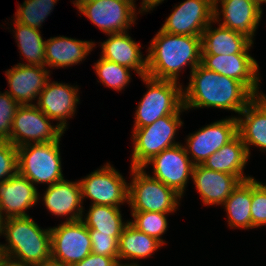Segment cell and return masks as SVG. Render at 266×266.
Returning a JSON list of instances; mask_svg holds the SVG:
<instances>
[{
	"mask_svg": "<svg viewBox=\"0 0 266 266\" xmlns=\"http://www.w3.org/2000/svg\"><path fill=\"white\" fill-rule=\"evenodd\" d=\"M189 84L183 90V106L212 107L240 112L256 97L242 82L198 65L190 72Z\"/></svg>",
	"mask_w": 266,
	"mask_h": 266,
	"instance_id": "obj_1",
	"label": "cell"
},
{
	"mask_svg": "<svg viewBox=\"0 0 266 266\" xmlns=\"http://www.w3.org/2000/svg\"><path fill=\"white\" fill-rule=\"evenodd\" d=\"M147 76L178 82L179 72L190 65L192 72L201 64V37L157 32L148 47Z\"/></svg>",
	"mask_w": 266,
	"mask_h": 266,
	"instance_id": "obj_2",
	"label": "cell"
},
{
	"mask_svg": "<svg viewBox=\"0 0 266 266\" xmlns=\"http://www.w3.org/2000/svg\"><path fill=\"white\" fill-rule=\"evenodd\" d=\"M2 235L7 244H0L3 255L32 266L51 258L50 228L41 229L32 217L3 219Z\"/></svg>",
	"mask_w": 266,
	"mask_h": 266,
	"instance_id": "obj_3",
	"label": "cell"
},
{
	"mask_svg": "<svg viewBox=\"0 0 266 266\" xmlns=\"http://www.w3.org/2000/svg\"><path fill=\"white\" fill-rule=\"evenodd\" d=\"M148 90L135 111L134 128L153 124L161 117L178 113L183 106V86L179 82L142 76ZM178 84V85H177Z\"/></svg>",
	"mask_w": 266,
	"mask_h": 266,
	"instance_id": "obj_4",
	"label": "cell"
},
{
	"mask_svg": "<svg viewBox=\"0 0 266 266\" xmlns=\"http://www.w3.org/2000/svg\"><path fill=\"white\" fill-rule=\"evenodd\" d=\"M128 204L131 212H159L170 214L178 209L182 198L172 188L147 174L143 168H130Z\"/></svg>",
	"mask_w": 266,
	"mask_h": 266,
	"instance_id": "obj_5",
	"label": "cell"
},
{
	"mask_svg": "<svg viewBox=\"0 0 266 266\" xmlns=\"http://www.w3.org/2000/svg\"><path fill=\"white\" fill-rule=\"evenodd\" d=\"M185 111L183 107L178 113L159 118L153 124L141 128H134L133 153L130 168H143L148 161L165 149L174 147L177 129L183 126L180 113Z\"/></svg>",
	"mask_w": 266,
	"mask_h": 266,
	"instance_id": "obj_6",
	"label": "cell"
},
{
	"mask_svg": "<svg viewBox=\"0 0 266 266\" xmlns=\"http://www.w3.org/2000/svg\"><path fill=\"white\" fill-rule=\"evenodd\" d=\"M60 141L27 144L17 147L18 173L31 183L51 186L64 179Z\"/></svg>",
	"mask_w": 266,
	"mask_h": 266,
	"instance_id": "obj_7",
	"label": "cell"
},
{
	"mask_svg": "<svg viewBox=\"0 0 266 266\" xmlns=\"http://www.w3.org/2000/svg\"><path fill=\"white\" fill-rule=\"evenodd\" d=\"M50 118L36 105H19L13 119L10 141L14 146L60 141L64 130L53 126Z\"/></svg>",
	"mask_w": 266,
	"mask_h": 266,
	"instance_id": "obj_8",
	"label": "cell"
},
{
	"mask_svg": "<svg viewBox=\"0 0 266 266\" xmlns=\"http://www.w3.org/2000/svg\"><path fill=\"white\" fill-rule=\"evenodd\" d=\"M95 26L107 34L128 31L136 21L135 0H97L73 3Z\"/></svg>",
	"mask_w": 266,
	"mask_h": 266,
	"instance_id": "obj_9",
	"label": "cell"
},
{
	"mask_svg": "<svg viewBox=\"0 0 266 266\" xmlns=\"http://www.w3.org/2000/svg\"><path fill=\"white\" fill-rule=\"evenodd\" d=\"M82 200L90 198L93 205L119 207L128 203V183L110 163L79 180Z\"/></svg>",
	"mask_w": 266,
	"mask_h": 266,
	"instance_id": "obj_10",
	"label": "cell"
},
{
	"mask_svg": "<svg viewBox=\"0 0 266 266\" xmlns=\"http://www.w3.org/2000/svg\"><path fill=\"white\" fill-rule=\"evenodd\" d=\"M51 258L64 265L73 266L92 253L88 228L83 221H64L50 228Z\"/></svg>",
	"mask_w": 266,
	"mask_h": 266,
	"instance_id": "obj_11",
	"label": "cell"
},
{
	"mask_svg": "<svg viewBox=\"0 0 266 266\" xmlns=\"http://www.w3.org/2000/svg\"><path fill=\"white\" fill-rule=\"evenodd\" d=\"M238 135L237 117L213 122L195 133L189 134L184 145L187 155L194 165L202 164L210 155Z\"/></svg>",
	"mask_w": 266,
	"mask_h": 266,
	"instance_id": "obj_12",
	"label": "cell"
},
{
	"mask_svg": "<svg viewBox=\"0 0 266 266\" xmlns=\"http://www.w3.org/2000/svg\"><path fill=\"white\" fill-rule=\"evenodd\" d=\"M174 8L160 28L166 33L201 37L214 23V0H186Z\"/></svg>",
	"mask_w": 266,
	"mask_h": 266,
	"instance_id": "obj_13",
	"label": "cell"
},
{
	"mask_svg": "<svg viewBox=\"0 0 266 266\" xmlns=\"http://www.w3.org/2000/svg\"><path fill=\"white\" fill-rule=\"evenodd\" d=\"M153 165V177L172 188L181 197L190 177L194 164L182 144L163 150L146 163L143 169Z\"/></svg>",
	"mask_w": 266,
	"mask_h": 266,
	"instance_id": "obj_14",
	"label": "cell"
},
{
	"mask_svg": "<svg viewBox=\"0 0 266 266\" xmlns=\"http://www.w3.org/2000/svg\"><path fill=\"white\" fill-rule=\"evenodd\" d=\"M253 44L240 54L202 55L201 64L209 70L242 82L255 96L263 95L258 87L259 65L248 53Z\"/></svg>",
	"mask_w": 266,
	"mask_h": 266,
	"instance_id": "obj_15",
	"label": "cell"
},
{
	"mask_svg": "<svg viewBox=\"0 0 266 266\" xmlns=\"http://www.w3.org/2000/svg\"><path fill=\"white\" fill-rule=\"evenodd\" d=\"M78 91L77 86L48 80L35 105L51 120L59 121L57 125L66 131V119L73 118L80 100Z\"/></svg>",
	"mask_w": 266,
	"mask_h": 266,
	"instance_id": "obj_16",
	"label": "cell"
},
{
	"mask_svg": "<svg viewBox=\"0 0 266 266\" xmlns=\"http://www.w3.org/2000/svg\"><path fill=\"white\" fill-rule=\"evenodd\" d=\"M218 3L222 7L220 12ZM261 8L254 0H214V22H220L221 14V26L242 33L254 41L255 31L263 14Z\"/></svg>",
	"mask_w": 266,
	"mask_h": 266,
	"instance_id": "obj_17",
	"label": "cell"
},
{
	"mask_svg": "<svg viewBox=\"0 0 266 266\" xmlns=\"http://www.w3.org/2000/svg\"><path fill=\"white\" fill-rule=\"evenodd\" d=\"M5 72L10 87L5 92L19 105L33 104L50 80V70L42 66L18 63Z\"/></svg>",
	"mask_w": 266,
	"mask_h": 266,
	"instance_id": "obj_18",
	"label": "cell"
},
{
	"mask_svg": "<svg viewBox=\"0 0 266 266\" xmlns=\"http://www.w3.org/2000/svg\"><path fill=\"white\" fill-rule=\"evenodd\" d=\"M39 197L37 187L17 173L0 182V215L3 219L27 217L29 215L25 210L36 205Z\"/></svg>",
	"mask_w": 266,
	"mask_h": 266,
	"instance_id": "obj_19",
	"label": "cell"
},
{
	"mask_svg": "<svg viewBox=\"0 0 266 266\" xmlns=\"http://www.w3.org/2000/svg\"><path fill=\"white\" fill-rule=\"evenodd\" d=\"M42 199L52 215L67 216L66 221L80 220L84 216L79 181L72 182L65 179L58 181L46 188Z\"/></svg>",
	"mask_w": 266,
	"mask_h": 266,
	"instance_id": "obj_20",
	"label": "cell"
},
{
	"mask_svg": "<svg viewBox=\"0 0 266 266\" xmlns=\"http://www.w3.org/2000/svg\"><path fill=\"white\" fill-rule=\"evenodd\" d=\"M191 178L206 206H221L241 182L233 174L210 170L201 164L194 165Z\"/></svg>",
	"mask_w": 266,
	"mask_h": 266,
	"instance_id": "obj_21",
	"label": "cell"
},
{
	"mask_svg": "<svg viewBox=\"0 0 266 266\" xmlns=\"http://www.w3.org/2000/svg\"><path fill=\"white\" fill-rule=\"evenodd\" d=\"M109 38L101 44V58L128 67L140 76L147 75V57L142 58L141 45L129 33L107 34Z\"/></svg>",
	"mask_w": 266,
	"mask_h": 266,
	"instance_id": "obj_22",
	"label": "cell"
},
{
	"mask_svg": "<svg viewBox=\"0 0 266 266\" xmlns=\"http://www.w3.org/2000/svg\"><path fill=\"white\" fill-rule=\"evenodd\" d=\"M237 117L238 135L250 156V146L266 151V96H256ZM242 115V117H241ZM262 148V149H261ZM264 149V150H263Z\"/></svg>",
	"mask_w": 266,
	"mask_h": 266,
	"instance_id": "obj_23",
	"label": "cell"
},
{
	"mask_svg": "<svg viewBox=\"0 0 266 266\" xmlns=\"http://www.w3.org/2000/svg\"><path fill=\"white\" fill-rule=\"evenodd\" d=\"M95 47V42L65 36L52 37L45 42V67L66 68L84 60Z\"/></svg>",
	"mask_w": 266,
	"mask_h": 266,
	"instance_id": "obj_24",
	"label": "cell"
},
{
	"mask_svg": "<svg viewBox=\"0 0 266 266\" xmlns=\"http://www.w3.org/2000/svg\"><path fill=\"white\" fill-rule=\"evenodd\" d=\"M250 156L242 139L237 135L217 152L210 155L201 165L207 169L235 175L240 181L252 176H244V168Z\"/></svg>",
	"mask_w": 266,
	"mask_h": 266,
	"instance_id": "obj_25",
	"label": "cell"
},
{
	"mask_svg": "<svg viewBox=\"0 0 266 266\" xmlns=\"http://www.w3.org/2000/svg\"><path fill=\"white\" fill-rule=\"evenodd\" d=\"M211 23L201 35L202 55H231L242 53L253 41L246 35Z\"/></svg>",
	"mask_w": 266,
	"mask_h": 266,
	"instance_id": "obj_26",
	"label": "cell"
},
{
	"mask_svg": "<svg viewBox=\"0 0 266 266\" xmlns=\"http://www.w3.org/2000/svg\"><path fill=\"white\" fill-rule=\"evenodd\" d=\"M162 246L156 238L141 232L129 222L118 239V262L133 260L130 264L140 266L134 263L135 259L150 257Z\"/></svg>",
	"mask_w": 266,
	"mask_h": 266,
	"instance_id": "obj_27",
	"label": "cell"
},
{
	"mask_svg": "<svg viewBox=\"0 0 266 266\" xmlns=\"http://www.w3.org/2000/svg\"><path fill=\"white\" fill-rule=\"evenodd\" d=\"M252 178L241 181L222 204L231 228L253 229L251 218Z\"/></svg>",
	"mask_w": 266,
	"mask_h": 266,
	"instance_id": "obj_28",
	"label": "cell"
},
{
	"mask_svg": "<svg viewBox=\"0 0 266 266\" xmlns=\"http://www.w3.org/2000/svg\"><path fill=\"white\" fill-rule=\"evenodd\" d=\"M85 216L81 220L88 229L97 230V234L120 236L129 223L128 220L123 222L120 208L114 206L91 204Z\"/></svg>",
	"mask_w": 266,
	"mask_h": 266,
	"instance_id": "obj_29",
	"label": "cell"
},
{
	"mask_svg": "<svg viewBox=\"0 0 266 266\" xmlns=\"http://www.w3.org/2000/svg\"><path fill=\"white\" fill-rule=\"evenodd\" d=\"M15 39L21 56H24L28 64L45 67V40H43L41 31L29 27L14 20Z\"/></svg>",
	"mask_w": 266,
	"mask_h": 266,
	"instance_id": "obj_30",
	"label": "cell"
},
{
	"mask_svg": "<svg viewBox=\"0 0 266 266\" xmlns=\"http://www.w3.org/2000/svg\"><path fill=\"white\" fill-rule=\"evenodd\" d=\"M57 1L25 0L18 7L17 12H15L14 20L29 27L39 29L47 16L53 11Z\"/></svg>",
	"mask_w": 266,
	"mask_h": 266,
	"instance_id": "obj_31",
	"label": "cell"
},
{
	"mask_svg": "<svg viewBox=\"0 0 266 266\" xmlns=\"http://www.w3.org/2000/svg\"><path fill=\"white\" fill-rule=\"evenodd\" d=\"M95 72L99 77L100 83L104 86L121 91L131 81L130 68L119 65L115 62L100 58L94 64Z\"/></svg>",
	"mask_w": 266,
	"mask_h": 266,
	"instance_id": "obj_32",
	"label": "cell"
},
{
	"mask_svg": "<svg viewBox=\"0 0 266 266\" xmlns=\"http://www.w3.org/2000/svg\"><path fill=\"white\" fill-rule=\"evenodd\" d=\"M133 220L129 221L134 227L148 236L156 238L162 244L166 242L160 238L167 230V215L159 212H132Z\"/></svg>",
	"mask_w": 266,
	"mask_h": 266,
	"instance_id": "obj_33",
	"label": "cell"
},
{
	"mask_svg": "<svg viewBox=\"0 0 266 266\" xmlns=\"http://www.w3.org/2000/svg\"><path fill=\"white\" fill-rule=\"evenodd\" d=\"M251 218L253 229L266 225V184L252 178Z\"/></svg>",
	"mask_w": 266,
	"mask_h": 266,
	"instance_id": "obj_34",
	"label": "cell"
},
{
	"mask_svg": "<svg viewBox=\"0 0 266 266\" xmlns=\"http://www.w3.org/2000/svg\"><path fill=\"white\" fill-rule=\"evenodd\" d=\"M18 173L17 147L8 140H0V182Z\"/></svg>",
	"mask_w": 266,
	"mask_h": 266,
	"instance_id": "obj_35",
	"label": "cell"
},
{
	"mask_svg": "<svg viewBox=\"0 0 266 266\" xmlns=\"http://www.w3.org/2000/svg\"><path fill=\"white\" fill-rule=\"evenodd\" d=\"M19 104L6 92L0 95V140H9Z\"/></svg>",
	"mask_w": 266,
	"mask_h": 266,
	"instance_id": "obj_36",
	"label": "cell"
},
{
	"mask_svg": "<svg viewBox=\"0 0 266 266\" xmlns=\"http://www.w3.org/2000/svg\"><path fill=\"white\" fill-rule=\"evenodd\" d=\"M92 253L102 256L118 258V239L120 236H110V234H97V230L88 229Z\"/></svg>",
	"mask_w": 266,
	"mask_h": 266,
	"instance_id": "obj_37",
	"label": "cell"
},
{
	"mask_svg": "<svg viewBox=\"0 0 266 266\" xmlns=\"http://www.w3.org/2000/svg\"><path fill=\"white\" fill-rule=\"evenodd\" d=\"M118 263V258L90 253L73 266H116Z\"/></svg>",
	"mask_w": 266,
	"mask_h": 266,
	"instance_id": "obj_38",
	"label": "cell"
},
{
	"mask_svg": "<svg viewBox=\"0 0 266 266\" xmlns=\"http://www.w3.org/2000/svg\"><path fill=\"white\" fill-rule=\"evenodd\" d=\"M164 0H143L141 2V8L138 13L149 12L156 6H158L160 3H162Z\"/></svg>",
	"mask_w": 266,
	"mask_h": 266,
	"instance_id": "obj_39",
	"label": "cell"
},
{
	"mask_svg": "<svg viewBox=\"0 0 266 266\" xmlns=\"http://www.w3.org/2000/svg\"><path fill=\"white\" fill-rule=\"evenodd\" d=\"M0 266H28L20 261L11 259L10 257L3 256L0 260Z\"/></svg>",
	"mask_w": 266,
	"mask_h": 266,
	"instance_id": "obj_40",
	"label": "cell"
},
{
	"mask_svg": "<svg viewBox=\"0 0 266 266\" xmlns=\"http://www.w3.org/2000/svg\"><path fill=\"white\" fill-rule=\"evenodd\" d=\"M32 266H68V265H64L60 261L54 260L53 258H49L48 260L42 261Z\"/></svg>",
	"mask_w": 266,
	"mask_h": 266,
	"instance_id": "obj_41",
	"label": "cell"
},
{
	"mask_svg": "<svg viewBox=\"0 0 266 266\" xmlns=\"http://www.w3.org/2000/svg\"><path fill=\"white\" fill-rule=\"evenodd\" d=\"M97 0H74L73 3H90Z\"/></svg>",
	"mask_w": 266,
	"mask_h": 266,
	"instance_id": "obj_42",
	"label": "cell"
},
{
	"mask_svg": "<svg viewBox=\"0 0 266 266\" xmlns=\"http://www.w3.org/2000/svg\"><path fill=\"white\" fill-rule=\"evenodd\" d=\"M2 228H3V218L0 215V236L2 235ZM1 244V243H0Z\"/></svg>",
	"mask_w": 266,
	"mask_h": 266,
	"instance_id": "obj_43",
	"label": "cell"
},
{
	"mask_svg": "<svg viewBox=\"0 0 266 266\" xmlns=\"http://www.w3.org/2000/svg\"><path fill=\"white\" fill-rule=\"evenodd\" d=\"M116 266H137V265H132V264H129V263H118Z\"/></svg>",
	"mask_w": 266,
	"mask_h": 266,
	"instance_id": "obj_44",
	"label": "cell"
},
{
	"mask_svg": "<svg viewBox=\"0 0 266 266\" xmlns=\"http://www.w3.org/2000/svg\"><path fill=\"white\" fill-rule=\"evenodd\" d=\"M4 255H3V252H2V249H1V246H0V260H1V258L3 257Z\"/></svg>",
	"mask_w": 266,
	"mask_h": 266,
	"instance_id": "obj_45",
	"label": "cell"
},
{
	"mask_svg": "<svg viewBox=\"0 0 266 266\" xmlns=\"http://www.w3.org/2000/svg\"><path fill=\"white\" fill-rule=\"evenodd\" d=\"M254 1L258 2L261 5L262 0H254Z\"/></svg>",
	"mask_w": 266,
	"mask_h": 266,
	"instance_id": "obj_46",
	"label": "cell"
},
{
	"mask_svg": "<svg viewBox=\"0 0 266 266\" xmlns=\"http://www.w3.org/2000/svg\"><path fill=\"white\" fill-rule=\"evenodd\" d=\"M263 3H266V0H262L261 5H263Z\"/></svg>",
	"mask_w": 266,
	"mask_h": 266,
	"instance_id": "obj_47",
	"label": "cell"
}]
</instances>
